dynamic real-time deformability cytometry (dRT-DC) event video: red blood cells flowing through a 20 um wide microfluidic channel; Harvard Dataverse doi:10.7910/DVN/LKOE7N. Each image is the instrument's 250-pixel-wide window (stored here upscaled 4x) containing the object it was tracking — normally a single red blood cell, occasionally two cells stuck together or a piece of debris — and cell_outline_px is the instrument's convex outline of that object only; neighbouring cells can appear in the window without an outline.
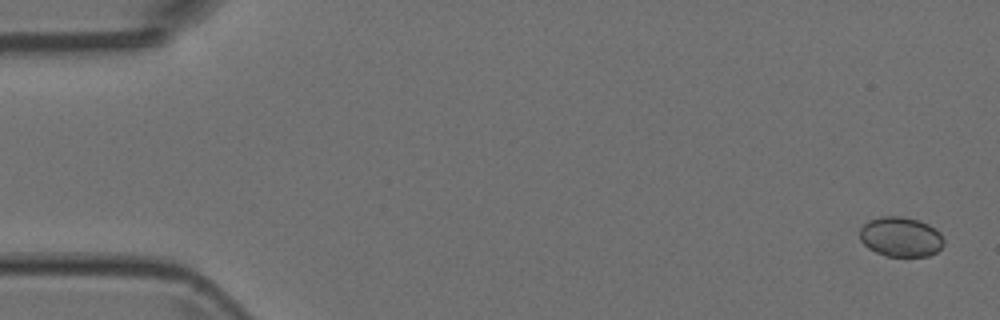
{"species": "Egyptian fruit bat (a non-hibernating species)", "species_latin": "Rousettus aegyptiacus", "temperature_condition": "room temperature", "stored_images_in_passage": 5, "camera_frame_rate_fps": 3000, "um_per_image_px": 0.085, "animal": {"sex": "female"}, "frame": {"image": 1, "passage_image": 1, "time_ms": 0.0, "image_size_px": [1000, 320], "cell_outline_px": [[944, 244], [936, 252], [928, 256], [884, 256], [868, 248], [860, 240], [860, 228], [868, 220], [884, 216], [900, 216], [920, 220], [936, 228], [940, 232], [944, 240]], "centroid_in_image_um": [76.57, 20.13], "position_along_channel_um": 8.4, "area_um2": 19.65}}
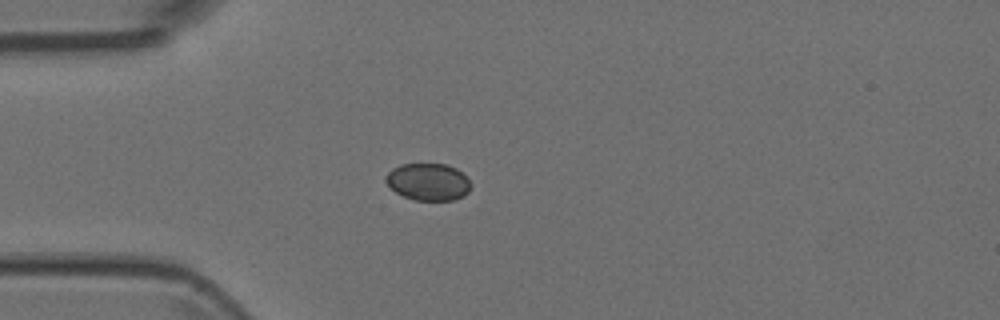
{"frame": {"image": 2, "passage_image": 5, "time_ms": 1.333, "image_size_px": [1000, 320], "cell_outline_px": [[472, 184], [468, 192], [464, 196], [452, 200], [416, 200], [404, 196], [396, 192], [384, 180], [388, 172], [392, 168], [400, 164], [444, 164], [456, 168]], "centroid_in_image_um": [36.39, 15.45], "position_along_channel_um": 48.6, "area_um2": 18.26}}